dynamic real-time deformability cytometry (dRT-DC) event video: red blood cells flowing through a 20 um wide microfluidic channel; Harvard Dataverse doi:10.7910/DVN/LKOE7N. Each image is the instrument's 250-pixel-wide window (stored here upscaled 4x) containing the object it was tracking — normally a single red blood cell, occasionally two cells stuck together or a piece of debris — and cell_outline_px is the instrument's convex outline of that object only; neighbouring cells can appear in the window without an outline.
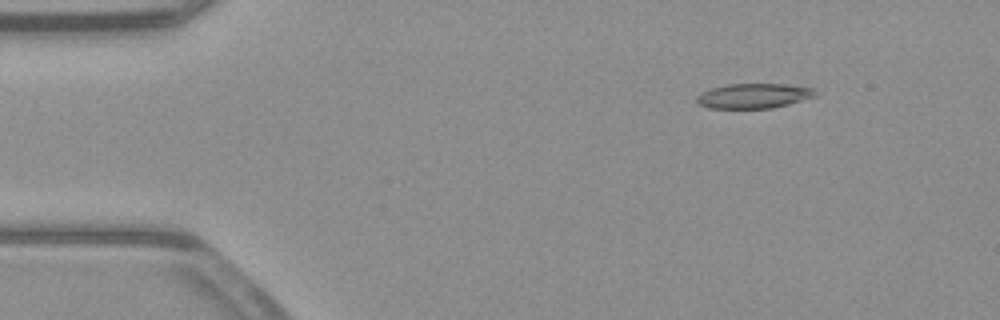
{"species": "common noctule bat (a hibernating species)", "species_latin": "Nyctalus noctula", "temperature_condition": "warm", "stored_images_in_passage": 52, "camera_frame_rate_fps": 3000, "um_per_image_px": 0.085, "animal": {"sex": "male", "body_mass_g": 23.1, "forearm_length_mm": 52.7}, "frame": {"image": 1, "passage_image": 7, "time_ms": 2.0, "image_size_px": [1000, 320], "cell_outline_px": [[820, 92], [816, 96], [788, 104], [772, 108], [708, 108], [700, 104], [696, 100], [696, 96], [700, 92], [712, 88], [728, 84], [788, 84], [812, 88]], "centroid_in_image_um": [64.08, 8.14], "position_along_channel_um": 20.9, "area_um2": 17.22}}
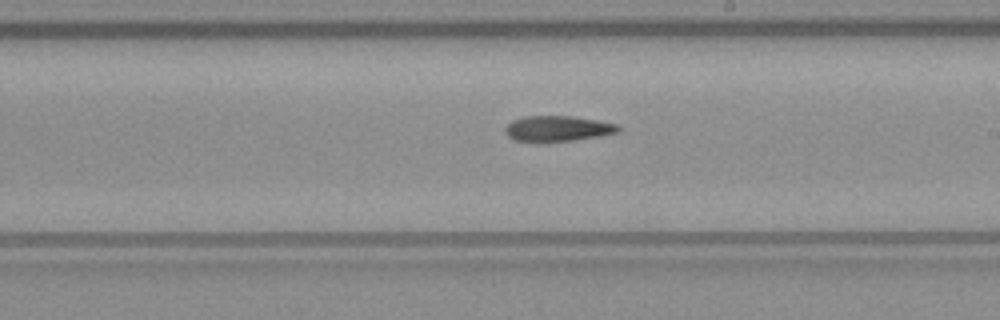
{"frame": {"image": 2, "passage_image": 30, "time_ms": 9.667, "image_size_px": [1000, 320], "cell_outline_px": [[620, 132], [600, 136], [572, 140], [540, 144], [516, 140], [508, 136], [504, 132], [504, 128], [512, 120], [524, 116], [572, 116], [620, 124]], "centroid_in_image_um": [47.38, 10.95], "position_along_channel_um": 241.6, "area_um2": 17.34}}
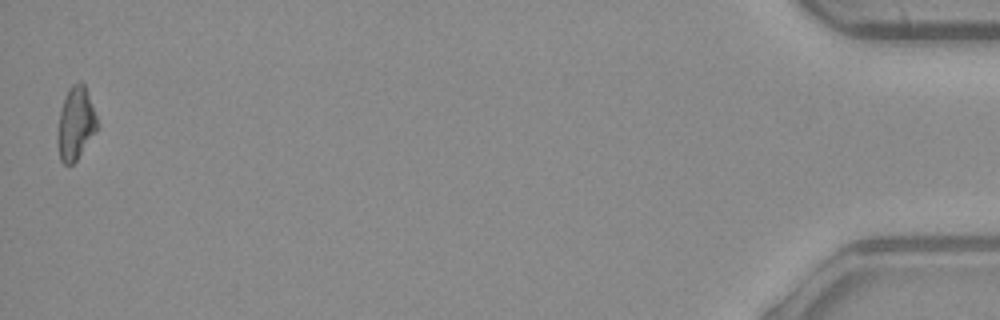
{"frame": {"image": 3, "passage_image": 52, "time_ms": 17.0, "image_size_px": [1000, 320], "cell_outline_px": [[96, 132], [76, 160], [72, 164], [64, 164], [60, 160], [56, 140], [56, 136], [60, 112], [68, 88], [72, 84], [80, 80], [84, 84], [96, 116]], "centroid_in_image_um": [6.4, 10.5], "position_along_channel_um": 428.8, "area_um2": 16.65}}